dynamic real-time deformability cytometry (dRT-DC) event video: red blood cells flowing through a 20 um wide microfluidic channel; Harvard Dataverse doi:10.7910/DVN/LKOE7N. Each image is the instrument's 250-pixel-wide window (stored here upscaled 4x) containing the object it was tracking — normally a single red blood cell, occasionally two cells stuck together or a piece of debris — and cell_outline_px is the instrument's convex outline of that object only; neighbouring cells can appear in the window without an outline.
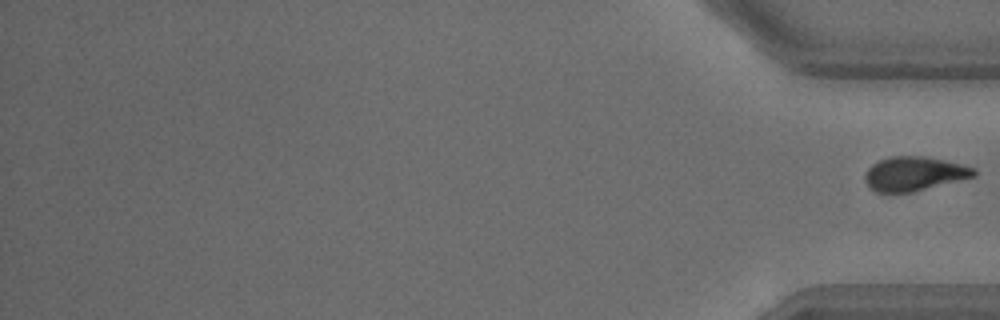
{"species": "common noctule bat (a hibernating species)", "species_latin": "Nyctalus noctula", "temperature_condition": "warm", "stored_images_in_passage": 24, "segment_of_instrument_passage": [2, 2], "camera_frame_rate_fps": 3000, "um_per_image_px": 0.085, "animal": {"sex": "male", "body_mass_g": 18.8}, "frame": {"image": 1, "passage_image": 24, "time_ms": 7.667, "image_size_px": [1000, 320], "cell_outline_px": [[976, 176], [912, 192], [876, 192], [864, 180], [864, 176], [868, 168], [872, 164], [880, 160], [892, 156], [924, 156], [960, 164], [976, 168]], "centroid_in_image_um": [77.7, 14.76], "position_along_channel_um": 357.5, "area_um2": 21.44}}